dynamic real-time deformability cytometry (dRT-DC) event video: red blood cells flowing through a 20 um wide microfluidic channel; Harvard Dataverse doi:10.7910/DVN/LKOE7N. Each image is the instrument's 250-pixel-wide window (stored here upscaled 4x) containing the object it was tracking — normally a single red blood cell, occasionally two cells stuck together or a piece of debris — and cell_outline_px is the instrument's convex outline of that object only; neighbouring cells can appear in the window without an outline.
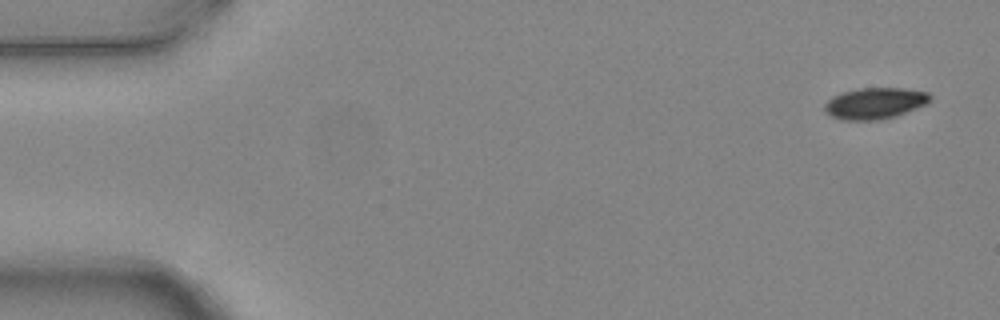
{"species": "common noctule bat (a hibernating species)", "species_latin": "Nyctalus noctula", "temperature_condition": "warm", "stored_images_in_passage": 3, "camera_frame_rate_fps": 3000, "um_per_image_px": 0.085, "animal": {"sex": "female", "body_mass_g": 24.6, "forearm_length_mm": 56.2}, "frame": {"image": 1, "passage_image": 1, "time_ms": 0.0, "image_size_px": [1000, 320], "cell_outline_px": [[932, 100], [928, 104], [896, 116], [880, 120], [840, 120], [824, 112], [824, 104], [832, 96], [840, 92], [860, 88], [900, 88], [928, 92], [932, 96]], "centroid_in_image_um": [74.37, 8.78], "position_along_channel_um": 10.6, "area_um2": 19.54}}